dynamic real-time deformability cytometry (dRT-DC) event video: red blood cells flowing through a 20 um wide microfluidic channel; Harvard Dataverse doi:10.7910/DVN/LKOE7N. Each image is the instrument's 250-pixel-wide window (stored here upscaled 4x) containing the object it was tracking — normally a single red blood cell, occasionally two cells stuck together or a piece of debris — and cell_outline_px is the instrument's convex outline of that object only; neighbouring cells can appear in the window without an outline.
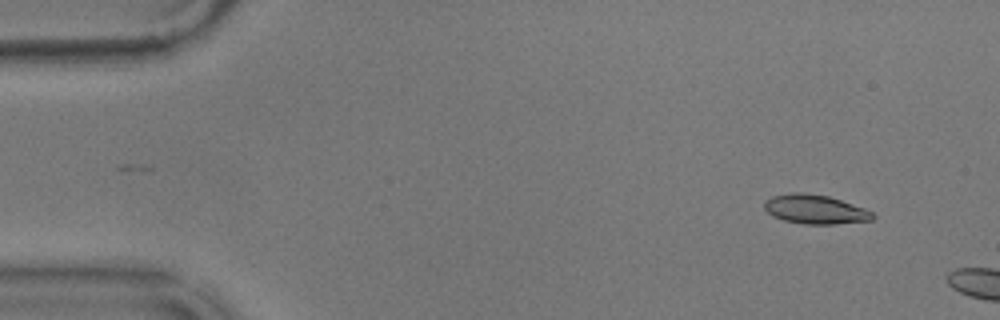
{"species": "common noctule bat (a hibernating species)", "species_latin": "Nyctalus noctula", "temperature_condition": "warm", "stored_images_in_passage": 10, "camera_frame_rate_fps": 3000, "um_per_image_px": 0.085, "animal": {"sex": "male", "body_mass_g": 17.9}, "frame": {"image": 1, "passage_image": 4, "time_ms": 1.0, "image_size_px": [1000, 320], "cell_outline_px": [[876, 216], [872, 220], [836, 224], [804, 224], [784, 220], [772, 216], [764, 208], [764, 200], [772, 196], [792, 192], [804, 192], [828, 196], [864, 208], [872, 212]], "centroid_in_image_um": [69.26, 17.79], "position_along_channel_um": 15.7, "area_um2": 18.44}}